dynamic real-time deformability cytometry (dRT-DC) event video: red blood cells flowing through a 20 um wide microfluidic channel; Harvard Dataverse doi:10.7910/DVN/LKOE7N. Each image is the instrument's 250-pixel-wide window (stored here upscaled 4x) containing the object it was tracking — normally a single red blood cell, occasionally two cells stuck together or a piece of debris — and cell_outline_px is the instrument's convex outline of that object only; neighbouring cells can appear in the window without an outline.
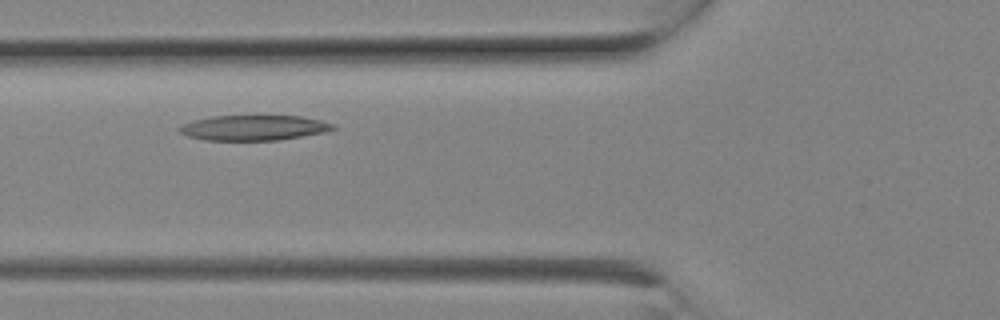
{"species": "Egyptian fruit bat (a non-hibernating species)", "species_latin": "Rousettus aegyptiacus", "temperature_condition": "room temperature", "stored_images_in_passage": 6, "camera_frame_rate_fps": 3000, "um_per_image_px": 0.085, "animal": {"sex": "female"}, "frame": {"image": 1, "passage_image": 5, "time_ms": 1.333, "image_size_px": [1000, 320], "cell_outline_px": [[336, 128], [324, 132], [280, 140], [204, 140], [188, 136], [180, 132], [176, 128], [180, 124], [212, 116], [300, 116], [320, 120], [336, 124]], "centroid_in_image_um": [21.56, 10.86], "position_along_channel_um": 104.2, "area_um2": 22.54}}
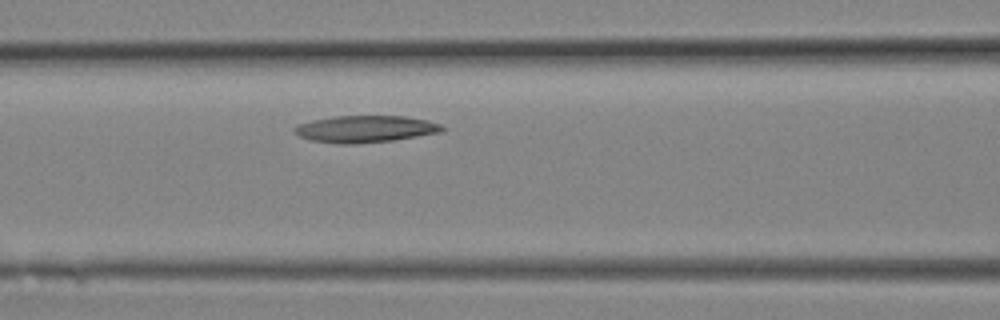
{"frame": {"image": 2, "passage_image": 6, "time_ms": 1.667, "image_size_px": [1000, 320], "cell_outline_px": [[448, 128], [444, 132], [392, 140], [352, 144], [340, 144], [312, 140], [300, 136], [292, 128], [296, 124], [312, 120], [332, 116], [404, 116], [428, 120], [440, 124]], "centroid_in_image_um": [31.09, 10.95], "position_along_channel_um": 135.5, "area_um2": 23.24}}